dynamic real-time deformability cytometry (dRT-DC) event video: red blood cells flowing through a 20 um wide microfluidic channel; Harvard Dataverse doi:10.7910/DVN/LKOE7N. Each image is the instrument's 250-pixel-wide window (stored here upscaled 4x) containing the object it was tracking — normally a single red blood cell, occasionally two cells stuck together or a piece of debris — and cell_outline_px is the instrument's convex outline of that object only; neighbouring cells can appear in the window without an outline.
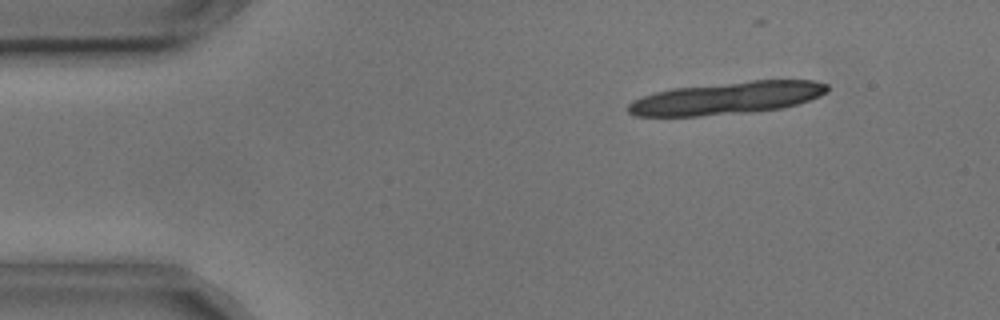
{"species": "common noctule bat (a hibernating species)", "species_latin": "Nyctalus noctula", "temperature_condition": "cold", "stored_images_in_passage": 13, "camera_frame_rate_fps": 3000, "um_per_image_px": 0.085, "animal": {"sex": "male", "body_mass_g": 17.9, "forearm_length_mm": 54.2}, "frame": {"image": 1, "passage_image": 1, "time_ms": 0.0, "image_size_px": [1000, 320], "cell_outline_px": [[828, 92], [820, 96], [796, 104], [780, 108], [752, 112], [700, 116], [636, 116], [628, 112], [628, 104], [632, 100], [656, 92], [672, 88], [752, 80], [812, 80], [828, 84]], "centroid_in_image_um": [61.79, 8.34], "position_along_channel_um": 23.2, "area_um2": 37.63}}